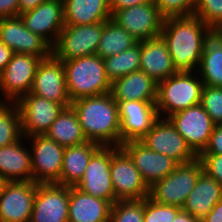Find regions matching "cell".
Wrapping results in <instances>:
<instances>
[{"instance_id": "6da1fadb", "label": "cell", "mask_w": 222, "mask_h": 222, "mask_svg": "<svg viewBox=\"0 0 222 222\" xmlns=\"http://www.w3.org/2000/svg\"><path fill=\"white\" fill-rule=\"evenodd\" d=\"M213 30L197 16L165 17L161 37L176 71H197L205 43Z\"/></svg>"}, {"instance_id": "7a4b0ae2", "label": "cell", "mask_w": 222, "mask_h": 222, "mask_svg": "<svg viewBox=\"0 0 222 222\" xmlns=\"http://www.w3.org/2000/svg\"><path fill=\"white\" fill-rule=\"evenodd\" d=\"M87 141L101 146H121L118 103L111 93L71 102Z\"/></svg>"}, {"instance_id": "3957f363", "label": "cell", "mask_w": 222, "mask_h": 222, "mask_svg": "<svg viewBox=\"0 0 222 222\" xmlns=\"http://www.w3.org/2000/svg\"><path fill=\"white\" fill-rule=\"evenodd\" d=\"M62 64L71 102L111 92V82L106 76L103 59L97 54L65 60Z\"/></svg>"}, {"instance_id": "277c9868", "label": "cell", "mask_w": 222, "mask_h": 222, "mask_svg": "<svg viewBox=\"0 0 222 222\" xmlns=\"http://www.w3.org/2000/svg\"><path fill=\"white\" fill-rule=\"evenodd\" d=\"M195 71H177L158 82L156 109L161 118L201 103L203 81Z\"/></svg>"}, {"instance_id": "5b68a950", "label": "cell", "mask_w": 222, "mask_h": 222, "mask_svg": "<svg viewBox=\"0 0 222 222\" xmlns=\"http://www.w3.org/2000/svg\"><path fill=\"white\" fill-rule=\"evenodd\" d=\"M203 172L198 158L191 163L179 164L172 173L149 188V197L157 203L182 208Z\"/></svg>"}, {"instance_id": "8992f818", "label": "cell", "mask_w": 222, "mask_h": 222, "mask_svg": "<svg viewBox=\"0 0 222 222\" xmlns=\"http://www.w3.org/2000/svg\"><path fill=\"white\" fill-rule=\"evenodd\" d=\"M103 22L90 25H65L52 47L60 61L95 55L101 40Z\"/></svg>"}, {"instance_id": "52a82bcc", "label": "cell", "mask_w": 222, "mask_h": 222, "mask_svg": "<svg viewBox=\"0 0 222 222\" xmlns=\"http://www.w3.org/2000/svg\"><path fill=\"white\" fill-rule=\"evenodd\" d=\"M42 59L35 55L14 53L0 75V102L16 103L31 91L35 73Z\"/></svg>"}, {"instance_id": "ba28073f", "label": "cell", "mask_w": 222, "mask_h": 222, "mask_svg": "<svg viewBox=\"0 0 222 222\" xmlns=\"http://www.w3.org/2000/svg\"><path fill=\"white\" fill-rule=\"evenodd\" d=\"M111 181L118 200H139L149 196V187L143 181L132 159L121 148L111 146Z\"/></svg>"}, {"instance_id": "9c48e42d", "label": "cell", "mask_w": 222, "mask_h": 222, "mask_svg": "<svg viewBox=\"0 0 222 222\" xmlns=\"http://www.w3.org/2000/svg\"><path fill=\"white\" fill-rule=\"evenodd\" d=\"M30 138V139H29ZM31 147V168L33 182L37 184L56 183L60 185L65 148L46 135L27 137Z\"/></svg>"}, {"instance_id": "30bf717a", "label": "cell", "mask_w": 222, "mask_h": 222, "mask_svg": "<svg viewBox=\"0 0 222 222\" xmlns=\"http://www.w3.org/2000/svg\"><path fill=\"white\" fill-rule=\"evenodd\" d=\"M111 19L141 42L160 37L165 17L154 2H148L117 10Z\"/></svg>"}, {"instance_id": "8fae6325", "label": "cell", "mask_w": 222, "mask_h": 222, "mask_svg": "<svg viewBox=\"0 0 222 222\" xmlns=\"http://www.w3.org/2000/svg\"><path fill=\"white\" fill-rule=\"evenodd\" d=\"M140 141L149 149L171 157L178 164L191 163L198 158L167 118L159 117Z\"/></svg>"}, {"instance_id": "7c38bea8", "label": "cell", "mask_w": 222, "mask_h": 222, "mask_svg": "<svg viewBox=\"0 0 222 222\" xmlns=\"http://www.w3.org/2000/svg\"><path fill=\"white\" fill-rule=\"evenodd\" d=\"M191 150L199 156L208 145L215 124L201 104L167 117Z\"/></svg>"}, {"instance_id": "4fadbf2b", "label": "cell", "mask_w": 222, "mask_h": 222, "mask_svg": "<svg viewBox=\"0 0 222 222\" xmlns=\"http://www.w3.org/2000/svg\"><path fill=\"white\" fill-rule=\"evenodd\" d=\"M16 104L20 112L24 138L45 135L51 124L65 108L62 104L49 101L30 92L21 97Z\"/></svg>"}, {"instance_id": "5bb4252c", "label": "cell", "mask_w": 222, "mask_h": 222, "mask_svg": "<svg viewBox=\"0 0 222 222\" xmlns=\"http://www.w3.org/2000/svg\"><path fill=\"white\" fill-rule=\"evenodd\" d=\"M37 183L5 182L0 194V222H30Z\"/></svg>"}, {"instance_id": "9a60e30c", "label": "cell", "mask_w": 222, "mask_h": 222, "mask_svg": "<svg viewBox=\"0 0 222 222\" xmlns=\"http://www.w3.org/2000/svg\"><path fill=\"white\" fill-rule=\"evenodd\" d=\"M30 93L62 104L65 108L71 106L62 61L53 54L39 62Z\"/></svg>"}, {"instance_id": "2e32d148", "label": "cell", "mask_w": 222, "mask_h": 222, "mask_svg": "<svg viewBox=\"0 0 222 222\" xmlns=\"http://www.w3.org/2000/svg\"><path fill=\"white\" fill-rule=\"evenodd\" d=\"M120 147L132 159L143 181L149 188L155 182L172 173L179 165L171 157L149 149L140 140L124 142Z\"/></svg>"}, {"instance_id": "e0dca14e", "label": "cell", "mask_w": 222, "mask_h": 222, "mask_svg": "<svg viewBox=\"0 0 222 222\" xmlns=\"http://www.w3.org/2000/svg\"><path fill=\"white\" fill-rule=\"evenodd\" d=\"M111 146H101L90 158L85 173L76 185L82 192L115 202L111 181Z\"/></svg>"}, {"instance_id": "ac0fdd59", "label": "cell", "mask_w": 222, "mask_h": 222, "mask_svg": "<svg viewBox=\"0 0 222 222\" xmlns=\"http://www.w3.org/2000/svg\"><path fill=\"white\" fill-rule=\"evenodd\" d=\"M19 16L29 31L42 37L51 47L65 26L63 0H46Z\"/></svg>"}, {"instance_id": "d6986e66", "label": "cell", "mask_w": 222, "mask_h": 222, "mask_svg": "<svg viewBox=\"0 0 222 222\" xmlns=\"http://www.w3.org/2000/svg\"><path fill=\"white\" fill-rule=\"evenodd\" d=\"M0 41L13 53L30 54L47 58L52 47L39 35L29 31L20 16L0 18Z\"/></svg>"}, {"instance_id": "ffe728a7", "label": "cell", "mask_w": 222, "mask_h": 222, "mask_svg": "<svg viewBox=\"0 0 222 222\" xmlns=\"http://www.w3.org/2000/svg\"><path fill=\"white\" fill-rule=\"evenodd\" d=\"M69 186L37 184L30 222H68Z\"/></svg>"}, {"instance_id": "44dd1931", "label": "cell", "mask_w": 222, "mask_h": 222, "mask_svg": "<svg viewBox=\"0 0 222 222\" xmlns=\"http://www.w3.org/2000/svg\"><path fill=\"white\" fill-rule=\"evenodd\" d=\"M155 103L136 100L118 103L121 144L140 140L151 129L152 124L159 118Z\"/></svg>"}, {"instance_id": "7402d4cb", "label": "cell", "mask_w": 222, "mask_h": 222, "mask_svg": "<svg viewBox=\"0 0 222 222\" xmlns=\"http://www.w3.org/2000/svg\"><path fill=\"white\" fill-rule=\"evenodd\" d=\"M140 70L157 83L177 72L167 43L161 36L140 42Z\"/></svg>"}, {"instance_id": "603a6c76", "label": "cell", "mask_w": 222, "mask_h": 222, "mask_svg": "<svg viewBox=\"0 0 222 222\" xmlns=\"http://www.w3.org/2000/svg\"><path fill=\"white\" fill-rule=\"evenodd\" d=\"M157 88L158 83L139 70L114 80L110 93L117 103L130 100L156 102Z\"/></svg>"}, {"instance_id": "cb8c5ba5", "label": "cell", "mask_w": 222, "mask_h": 222, "mask_svg": "<svg viewBox=\"0 0 222 222\" xmlns=\"http://www.w3.org/2000/svg\"><path fill=\"white\" fill-rule=\"evenodd\" d=\"M111 203L69 186L68 222H109Z\"/></svg>"}, {"instance_id": "d4e9b609", "label": "cell", "mask_w": 222, "mask_h": 222, "mask_svg": "<svg viewBox=\"0 0 222 222\" xmlns=\"http://www.w3.org/2000/svg\"><path fill=\"white\" fill-rule=\"evenodd\" d=\"M23 138L10 145L0 147V176L6 182L33 181L31 151L23 141L26 138Z\"/></svg>"}, {"instance_id": "484cf974", "label": "cell", "mask_w": 222, "mask_h": 222, "mask_svg": "<svg viewBox=\"0 0 222 222\" xmlns=\"http://www.w3.org/2000/svg\"><path fill=\"white\" fill-rule=\"evenodd\" d=\"M222 198V186L203 172L186 199L182 210L201 221Z\"/></svg>"}, {"instance_id": "4316f807", "label": "cell", "mask_w": 222, "mask_h": 222, "mask_svg": "<svg viewBox=\"0 0 222 222\" xmlns=\"http://www.w3.org/2000/svg\"><path fill=\"white\" fill-rule=\"evenodd\" d=\"M65 25H90L111 19L109 0H63Z\"/></svg>"}, {"instance_id": "83f0119b", "label": "cell", "mask_w": 222, "mask_h": 222, "mask_svg": "<svg viewBox=\"0 0 222 222\" xmlns=\"http://www.w3.org/2000/svg\"><path fill=\"white\" fill-rule=\"evenodd\" d=\"M100 147L101 145L92 141L65 147L60 185L76 186L83 178L90 158Z\"/></svg>"}, {"instance_id": "f1b7e54d", "label": "cell", "mask_w": 222, "mask_h": 222, "mask_svg": "<svg viewBox=\"0 0 222 222\" xmlns=\"http://www.w3.org/2000/svg\"><path fill=\"white\" fill-rule=\"evenodd\" d=\"M197 70L204 85L222 87V31L208 37Z\"/></svg>"}, {"instance_id": "f546056e", "label": "cell", "mask_w": 222, "mask_h": 222, "mask_svg": "<svg viewBox=\"0 0 222 222\" xmlns=\"http://www.w3.org/2000/svg\"><path fill=\"white\" fill-rule=\"evenodd\" d=\"M45 135L64 148L87 142L77 113L72 106L62 110Z\"/></svg>"}, {"instance_id": "4dcf8cb0", "label": "cell", "mask_w": 222, "mask_h": 222, "mask_svg": "<svg viewBox=\"0 0 222 222\" xmlns=\"http://www.w3.org/2000/svg\"><path fill=\"white\" fill-rule=\"evenodd\" d=\"M138 43L124 28L109 19L103 22V31L96 54L102 59L132 48Z\"/></svg>"}, {"instance_id": "1f68e13d", "label": "cell", "mask_w": 222, "mask_h": 222, "mask_svg": "<svg viewBox=\"0 0 222 222\" xmlns=\"http://www.w3.org/2000/svg\"><path fill=\"white\" fill-rule=\"evenodd\" d=\"M107 78L114 80L140 70V42L126 51L103 59Z\"/></svg>"}, {"instance_id": "d6a6232c", "label": "cell", "mask_w": 222, "mask_h": 222, "mask_svg": "<svg viewBox=\"0 0 222 222\" xmlns=\"http://www.w3.org/2000/svg\"><path fill=\"white\" fill-rule=\"evenodd\" d=\"M23 137L20 112L16 103L0 102V147Z\"/></svg>"}, {"instance_id": "836d02e7", "label": "cell", "mask_w": 222, "mask_h": 222, "mask_svg": "<svg viewBox=\"0 0 222 222\" xmlns=\"http://www.w3.org/2000/svg\"><path fill=\"white\" fill-rule=\"evenodd\" d=\"M109 222H144V198L114 202L111 205Z\"/></svg>"}, {"instance_id": "e575fe53", "label": "cell", "mask_w": 222, "mask_h": 222, "mask_svg": "<svg viewBox=\"0 0 222 222\" xmlns=\"http://www.w3.org/2000/svg\"><path fill=\"white\" fill-rule=\"evenodd\" d=\"M193 15L213 31H222V0H196Z\"/></svg>"}, {"instance_id": "d590c367", "label": "cell", "mask_w": 222, "mask_h": 222, "mask_svg": "<svg viewBox=\"0 0 222 222\" xmlns=\"http://www.w3.org/2000/svg\"><path fill=\"white\" fill-rule=\"evenodd\" d=\"M181 210L178 206L157 203L149 196L144 198V222H172Z\"/></svg>"}, {"instance_id": "8d00e7d4", "label": "cell", "mask_w": 222, "mask_h": 222, "mask_svg": "<svg viewBox=\"0 0 222 222\" xmlns=\"http://www.w3.org/2000/svg\"><path fill=\"white\" fill-rule=\"evenodd\" d=\"M200 104L215 125H222V87L204 85Z\"/></svg>"}, {"instance_id": "74e56055", "label": "cell", "mask_w": 222, "mask_h": 222, "mask_svg": "<svg viewBox=\"0 0 222 222\" xmlns=\"http://www.w3.org/2000/svg\"><path fill=\"white\" fill-rule=\"evenodd\" d=\"M164 17L193 15L196 0H153Z\"/></svg>"}, {"instance_id": "f35d334b", "label": "cell", "mask_w": 222, "mask_h": 222, "mask_svg": "<svg viewBox=\"0 0 222 222\" xmlns=\"http://www.w3.org/2000/svg\"><path fill=\"white\" fill-rule=\"evenodd\" d=\"M198 159L202 162L203 171L222 186V155L200 154Z\"/></svg>"}, {"instance_id": "ab89813d", "label": "cell", "mask_w": 222, "mask_h": 222, "mask_svg": "<svg viewBox=\"0 0 222 222\" xmlns=\"http://www.w3.org/2000/svg\"><path fill=\"white\" fill-rule=\"evenodd\" d=\"M201 154L222 155V125H215L208 145Z\"/></svg>"}, {"instance_id": "60d3db41", "label": "cell", "mask_w": 222, "mask_h": 222, "mask_svg": "<svg viewBox=\"0 0 222 222\" xmlns=\"http://www.w3.org/2000/svg\"><path fill=\"white\" fill-rule=\"evenodd\" d=\"M19 16V0H0V18Z\"/></svg>"}, {"instance_id": "b9f144b4", "label": "cell", "mask_w": 222, "mask_h": 222, "mask_svg": "<svg viewBox=\"0 0 222 222\" xmlns=\"http://www.w3.org/2000/svg\"><path fill=\"white\" fill-rule=\"evenodd\" d=\"M148 2H153V0H109V5L110 11L113 14L117 10L130 8Z\"/></svg>"}, {"instance_id": "7bdbcfd3", "label": "cell", "mask_w": 222, "mask_h": 222, "mask_svg": "<svg viewBox=\"0 0 222 222\" xmlns=\"http://www.w3.org/2000/svg\"><path fill=\"white\" fill-rule=\"evenodd\" d=\"M200 222H222V198Z\"/></svg>"}, {"instance_id": "ee69618b", "label": "cell", "mask_w": 222, "mask_h": 222, "mask_svg": "<svg viewBox=\"0 0 222 222\" xmlns=\"http://www.w3.org/2000/svg\"><path fill=\"white\" fill-rule=\"evenodd\" d=\"M13 51L0 41V75L11 60Z\"/></svg>"}, {"instance_id": "f6af8a7d", "label": "cell", "mask_w": 222, "mask_h": 222, "mask_svg": "<svg viewBox=\"0 0 222 222\" xmlns=\"http://www.w3.org/2000/svg\"><path fill=\"white\" fill-rule=\"evenodd\" d=\"M44 1L46 0H19V15L26 11L35 9Z\"/></svg>"}, {"instance_id": "bcb514c9", "label": "cell", "mask_w": 222, "mask_h": 222, "mask_svg": "<svg viewBox=\"0 0 222 222\" xmlns=\"http://www.w3.org/2000/svg\"><path fill=\"white\" fill-rule=\"evenodd\" d=\"M172 222H200L190 213L181 210Z\"/></svg>"}, {"instance_id": "7dc6e473", "label": "cell", "mask_w": 222, "mask_h": 222, "mask_svg": "<svg viewBox=\"0 0 222 222\" xmlns=\"http://www.w3.org/2000/svg\"><path fill=\"white\" fill-rule=\"evenodd\" d=\"M6 181L0 176V194H1V190H2V187L4 185Z\"/></svg>"}]
</instances>
